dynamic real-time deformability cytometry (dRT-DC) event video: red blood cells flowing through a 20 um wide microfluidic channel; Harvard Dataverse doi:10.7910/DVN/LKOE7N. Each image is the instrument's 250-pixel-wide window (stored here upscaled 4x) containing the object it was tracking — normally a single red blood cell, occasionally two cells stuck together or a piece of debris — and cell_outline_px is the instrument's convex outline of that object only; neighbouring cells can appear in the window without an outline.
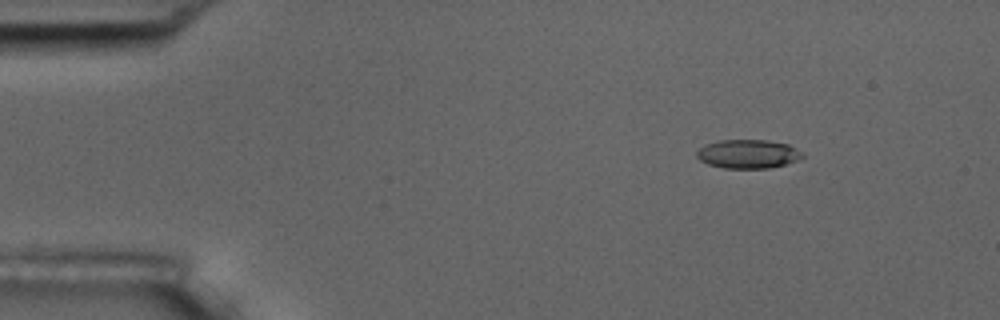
{"species": "common noctule bat (a hibernating species)", "species_latin": "Nyctalus noctula", "temperature_condition": "room temperature", "stored_images_in_passage": 7, "camera_frame_rate_fps": 3000, "um_per_image_px": 0.085, "animal": {"sex": "male", "body_mass_g": 17.5, "forearm_length_mm": 52.3}, "frame": {"image": 1, "passage_image": 3, "time_ms": 0.667, "image_size_px": [1000, 320], "cell_outline_px": [[804, 156], [796, 160], [784, 164], [768, 168], [724, 168], [708, 164], [700, 160], [696, 156], [696, 152], [704, 144], [720, 140], [768, 140], [788, 144], [800, 152]], "centroid_in_image_um": [63.53, 13.08], "position_along_channel_um": 21.5, "area_um2": 17.57}}
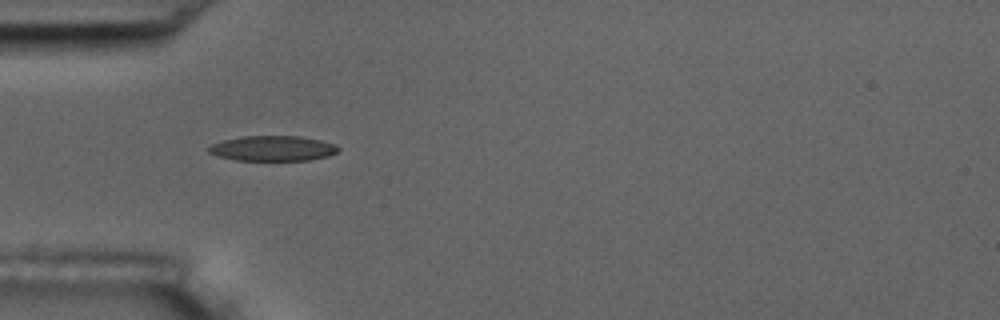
{"frame": {"image": 2, "passage_image": 6, "time_ms": 1.667, "image_size_px": [1000, 320], "cell_outline_px": [[340, 148], [336, 152], [328, 156], [308, 160], [236, 160], [216, 156], [208, 152], [208, 148], [212, 144], [224, 140], [240, 136], [300, 136], [320, 140], [336, 144]], "centroid_in_image_um": [23.18, 12.61], "position_along_channel_um": 61.8, "area_um2": 19.02}}